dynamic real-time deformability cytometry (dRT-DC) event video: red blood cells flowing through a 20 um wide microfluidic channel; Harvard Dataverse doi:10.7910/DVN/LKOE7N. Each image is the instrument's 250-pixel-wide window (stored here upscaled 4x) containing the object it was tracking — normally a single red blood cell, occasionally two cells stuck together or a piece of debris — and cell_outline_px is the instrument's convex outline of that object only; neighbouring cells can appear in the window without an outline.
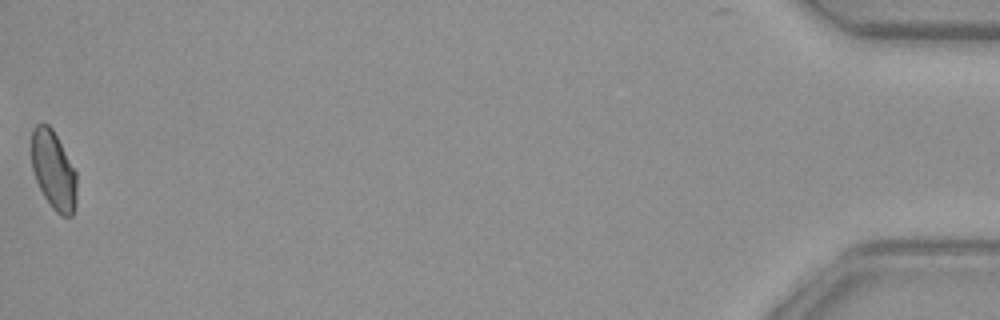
{"species": "common noctule bat (a hibernating species)", "species_latin": "Nyctalus noctula", "temperature_condition": "warm", "stored_images_in_passage": 49, "camera_frame_rate_fps": 3000, "um_per_image_px": 0.085, "animal": {"sex": "female", "body_mass_g": 29.2, "forearm_length_mm": 56.3}, "frame": {"image": 1, "passage_image": 49, "time_ms": 16.0, "image_size_px": [1000, 320], "cell_outline_px": [[76, 204], [72, 216], [60, 216], [52, 208], [44, 196], [36, 180], [32, 168], [32, 128], [36, 124], [48, 124], [52, 128], [76, 172]], "centroid_in_image_um": [4.55, 14.49], "position_along_channel_um": 430.7, "area_um2": 20.58}}